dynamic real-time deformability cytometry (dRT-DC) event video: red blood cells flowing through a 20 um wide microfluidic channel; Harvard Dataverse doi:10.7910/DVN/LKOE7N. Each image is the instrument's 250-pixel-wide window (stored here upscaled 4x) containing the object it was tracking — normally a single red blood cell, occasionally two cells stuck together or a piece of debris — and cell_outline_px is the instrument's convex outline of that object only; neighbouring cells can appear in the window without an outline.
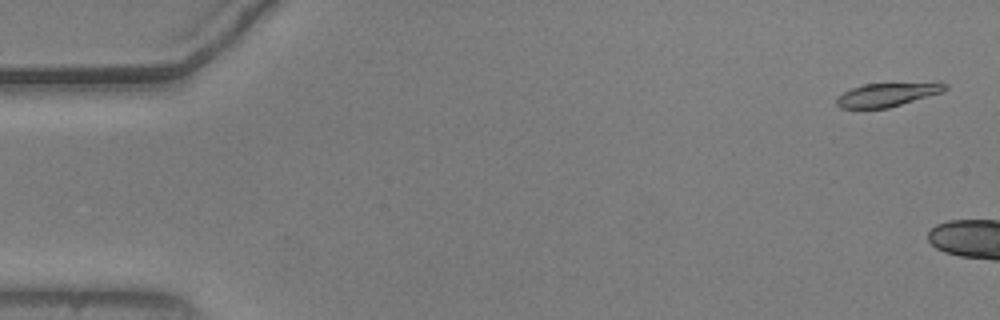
{"species": "common noctule bat (a hibernating species)", "species_latin": "Nyctalus noctula", "temperature_condition": "warm", "stored_images_in_passage": 7, "camera_frame_rate_fps": 3000, "um_per_image_px": 0.085, "animal": {"sex": "male", "body_mass_g": 20.5, "forearm_length_mm": 52.5}, "frame": {"image": 1, "passage_image": 2, "time_ms": 0.333, "image_size_px": [1000, 320], "cell_outline_px": [[948, 88], [944, 92], [888, 108], [840, 108], [836, 104], [836, 100], [844, 92], [852, 88], [864, 84], [940, 80], [948, 84]], "centroid_in_image_um": [75.58, 7.99], "position_along_channel_um": 9.4, "area_um2": 15.61}}